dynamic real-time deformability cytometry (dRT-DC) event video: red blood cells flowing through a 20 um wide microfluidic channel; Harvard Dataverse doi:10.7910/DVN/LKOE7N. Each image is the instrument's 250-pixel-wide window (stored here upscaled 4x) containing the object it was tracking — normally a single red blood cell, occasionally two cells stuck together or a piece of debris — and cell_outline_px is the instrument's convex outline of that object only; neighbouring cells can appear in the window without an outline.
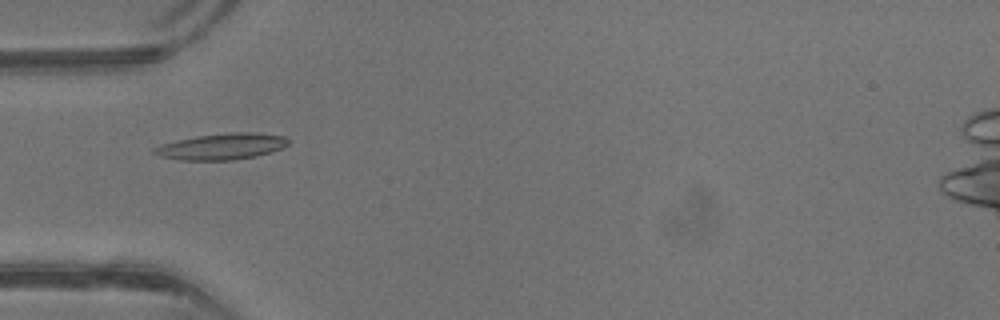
{"species": "common noctule bat (a hibernating species)", "species_latin": "Nyctalus noctula", "temperature_condition": "warm", "stored_images_in_passage": 8, "camera_frame_rate_fps": 3000, "um_per_image_px": 0.085, "animal": {"sex": "male", "body_mass_g": 13.3}, "frame": {"image": 1, "passage_image": 1, "time_ms": 0.0, "image_size_px": [1000, 320], "cell_outline_px": [[288, 144], [272, 152], [256, 156], [232, 160], [180, 160], [160, 156], [152, 152], [152, 148], [160, 144], [196, 136], [232, 132], [252, 132], [288, 136]], "centroid_in_image_um": [18.85, 12.45], "position_along_channel_um": 66.2, "area_um2": 20.52}}
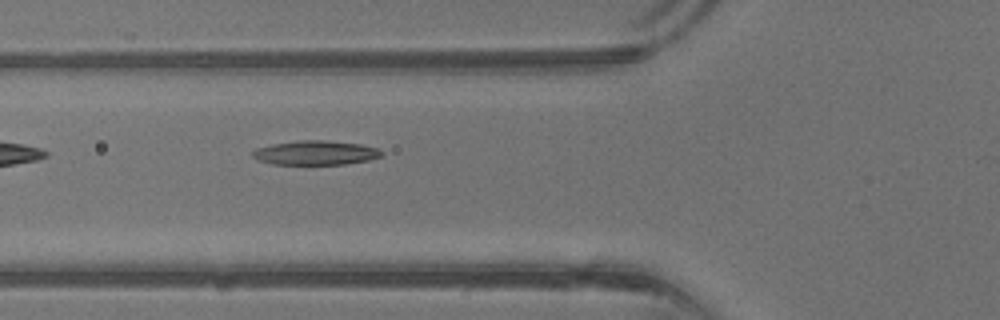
{"frame": {"image": 2, "passage_image": 3, "time_ms": 0.667, "image_size_px": [1000, 320], "cell_outline_px": [[384, 152], [380, 156], [368, 160], [344, 164], [272, 164], [256, 160], [252, 156], [252, 152], [256, 148], [272, 144], [300, 140], [324, 140], [360, 144], [380, 148]], "centroid_in_image_um": [26.81, 12.98], "position_along_channel_um": 99.0, "area_um2": 18.26}}
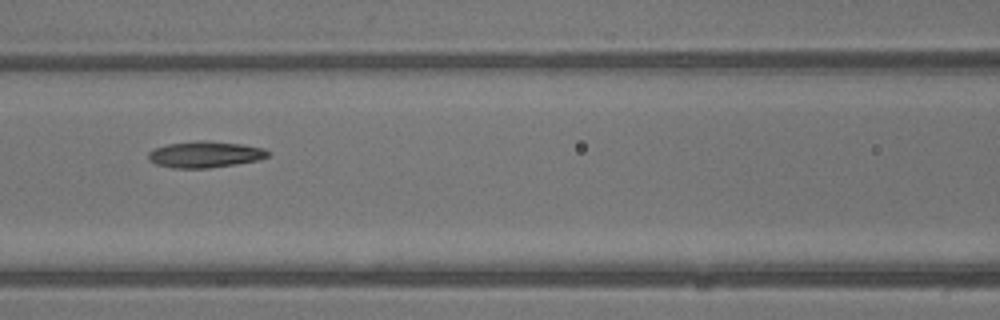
{"frame": {"image": 3, "passage_image": 6, "time_ms": 1.667, "image_size_px": [1000, 320], "cell_outline_px": [[268, 156], [260, 160], [236, 164], [208, 168], [172, 168], [156, 164], [148, 160], [148, 152], [152, 148], [168, 144], [196, 140], [208, 140], [244, 144], [264, 148], [268, 152]], "centroid_in_image_um": [17.41, 13.12], "position_along_channel_um": 149.2, "area_um2": 18.61}}